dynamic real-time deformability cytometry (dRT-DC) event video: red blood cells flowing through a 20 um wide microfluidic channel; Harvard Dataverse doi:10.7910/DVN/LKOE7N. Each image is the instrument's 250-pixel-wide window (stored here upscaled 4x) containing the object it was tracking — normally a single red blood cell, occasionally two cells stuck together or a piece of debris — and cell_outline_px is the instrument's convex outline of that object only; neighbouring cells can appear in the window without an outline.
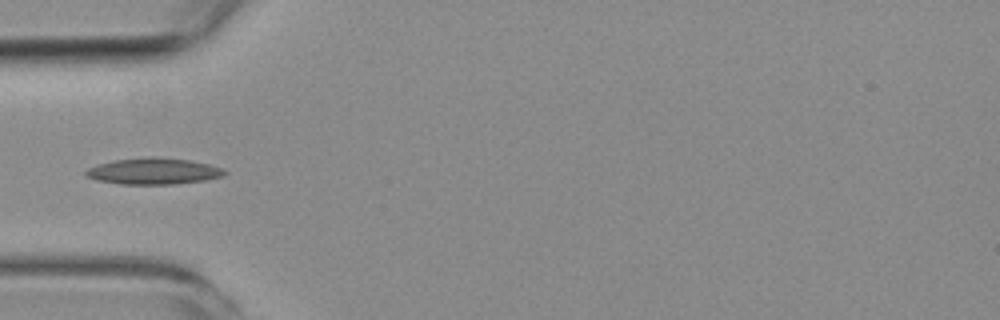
{"species": "common noctule bat (a hibernating species)", "species_latin": "Nyctalus noctula", "temperature_condition": "room temperature", "stored_images_in_passage": 5, "camera_frame_rate_fps": 3000, "um_per_image_px": 0.085, "animal": {"sex": "female", "body_mass_g": 19.3, "forearm_length_mm": 54.1}, "frame": {"image": 1, "passage_image": 4, "time_ms": 3.667, "image_size_px": [1000, 320], "cell_outline_px": [[228, 172], [224, 176], [204, 180], [176, 184], [120, 184], [96, 180], [84, 176], [84, 172], [88, 168], [96, 164], [116, 160], [152, 156], [188, 160], [208, 164], [224, 168]], "centroid_in_image_um": [13.04, 14.55], "position_along_channel_um": 72.0, "area_um2": 21.39}}
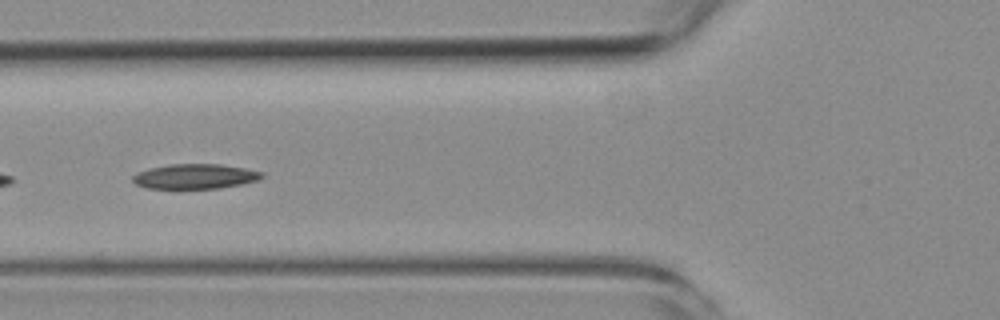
{"frame": {"image": 2, "passage_image": 5, "time_ms": 4.667, "image_size_px": [1000, 320], "cell_outline_px": [[264, 176], [260, 180], [244, 184], [220, 188], [148, 188], [136, 184], [132, 180], [132, 176], [136, 172], [148, 168], [172, 164], [220, 164], [244, 168], [264, 172]], "centroid_in_image_um": [16.61, 14.99], "position_along_channel_um": 109.2, "area_um2": 18.84}}